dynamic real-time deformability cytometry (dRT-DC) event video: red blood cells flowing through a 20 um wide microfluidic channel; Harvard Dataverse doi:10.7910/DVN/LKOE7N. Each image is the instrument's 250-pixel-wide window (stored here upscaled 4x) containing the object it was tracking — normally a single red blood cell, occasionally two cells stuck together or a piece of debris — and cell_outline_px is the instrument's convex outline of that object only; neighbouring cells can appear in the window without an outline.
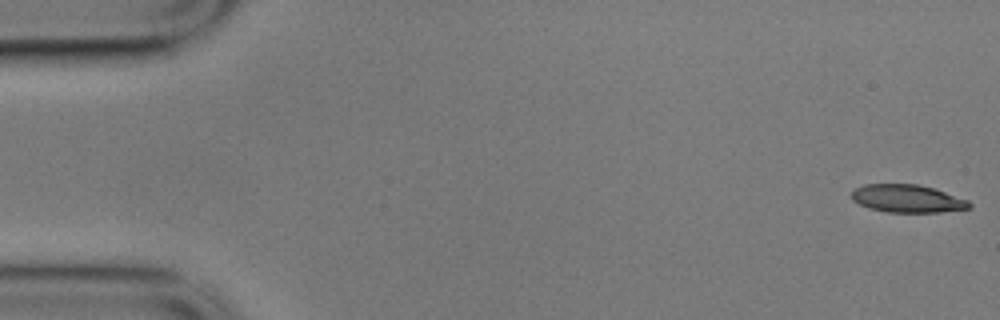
{"species": "common noctule bat (a hibernating species)", "species_latin": "Nyctalus noctula", "temperature_condition": "cold", "stored_images_in_passage": 56, "camera_frame_rate_fps": 3000, "um_per_image_px": 0.085, "animal": {"sex": "male", "body_mass_g": 17.9}, "frame": {"image": 1, "passage_image": 1, "time_ms": 0.0, "image_size_px": [1000, 320], "cell_outline_px": [[972, 208], [940, 212], [888, 212], [868, 208], [852, 200], [852, 192], [856, 188], [864, 184], [916, 184], [932, 188], [968, 200], [972, 204]], "centroid_in_image_um": [77.12, 16.88], "position_along_channel_um": 7.9, "area_um2": 18.96}}
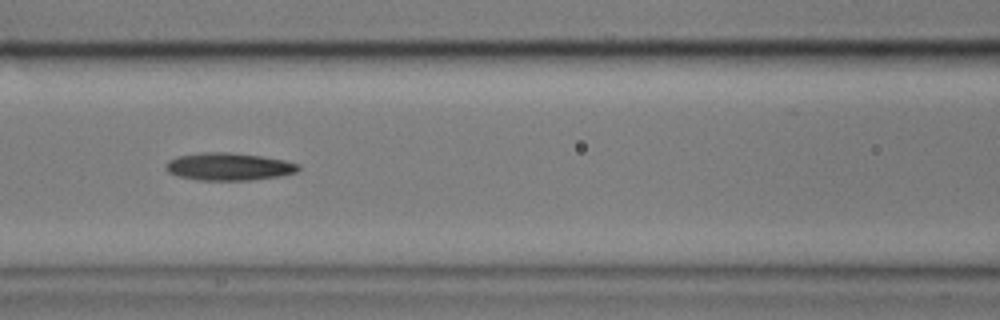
{"frame": {"image": 2, "passage_image": 24, "time_ms": 7.667, "image_size_px": [1000, 320], "cell_outline_px": [[300, 168], [296, 172], [280, 176], [248, 180], [196, 180], [176, 176], [168, 172], [164, 168], [164, 164], [168, 160], [176, 156], [200, 152], [228, 152], [260, 156], [284, 160], [300, 164]], "centroid_in_image_um": [19.38, 14.16], "position_along_channel_um": 147.2, "area_um2": 21.5}}
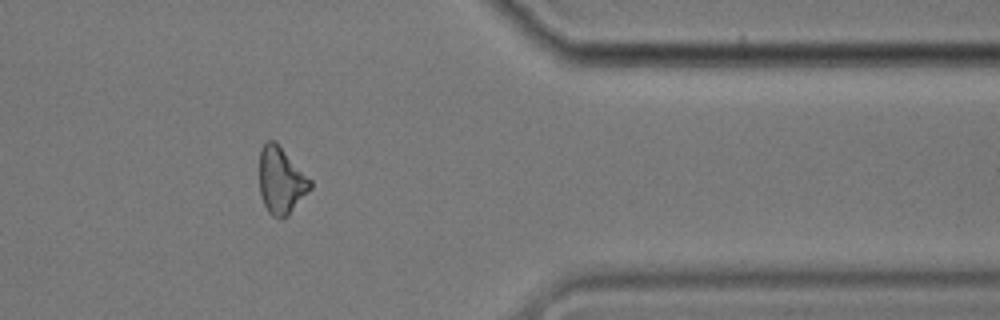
{"frame": {"image": 3, "passage_image": 46, "time_ms": 15.0, "image_size_px": [1000, 320], "cell_outline_px": [[312, 188], [288, 216], [280, 220], [272, 216], [268, 212], [260, 196], [260, 148], [264, 140], [276, 140], [312, 180]], "centroid_in_image_um": [23.9, 15.33], "position_along_channel_um": 387.5, "area_um2": 20.29}, "authors_computed_cell_mechanics": {"area_um2": 20.4612, "velocity_mm_per_s": 3.5266, "shape_relaxation_time_tau1_ms": 7.5375, "shape_relaxation_time_tau2_ms": null, "deformation_change_tau1": 0.1639, "deformation_change_tau2": null}}